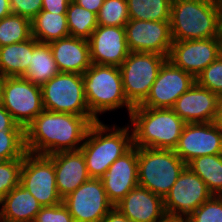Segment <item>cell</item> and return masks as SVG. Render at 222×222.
<instances>
[{"label":"cell","mask_w":222,"mask_h":222,"mask_svg":"<svg viewBox=\"0 0 222 222\" xmlns=\"http://www.w3.org/2000/svg\"><path fill=\"white\" fill-rule=\"evenodd\" d=\"M94 117L43 110L25 129L26 152L50 155L79 150Z\"/></svg>","instance_id":"1"},{"label":"cell","mask_w":222,"mask_h":222,"mask_svg":"<svg viewBox=\"0 0 222 222\" xmlns=\"http://www.w3.org/2000/svg\"><path fill=\"white\" fill-rule=\"evenodd\" d=\"M222 0H174L170 31L173 41L220 37Z\"/></svg>","instance_id":"2"},{"label":"cell","mask_w":222,"mask_h":222,"mask_svg":"<svg viewBox=\"0 0 222 222\" xmlns=\"http://www.w3.org/2000/svg\"><path fill=\"white\" fill-rule=\"evenodd\" d=\"M133 146L174 150L186 123L172 108L135 106L129 116Z\"/></svg>","instance_id":"3"},{"label":"cell","mask_w":222,"mask_h":222,"mask_svg":"<svg viewBox=\"0 0 222 222\" xmlns=\"http://www.w3.org/2000/svg\"><path fill=\"white\" fill-rule=\"evenodd\" d=\"M127 125L110 127L101 120L91 124L80 148L91 178H101L116 159L133 147L132 129Z\"/></svg>","instance_id":"4"},{"label":"cell","mask_w":222,"mask_h":222,"mask_svg":"<svg viewBox=\"0 0 222 222\" xmlns=\"http://www.w3.org/2000/svg\"><path fill=\"white\" fill-rule=\"evenodd\" d=\"M83 83L89 111L97 121L98 114L123 107L127 108L130 116L134 107L124 94L122 75L118 66L91 64L83 73Z\"/></svg>","instance_id":"5"},{"label":"cell","mask_w":222,"mask_h":222,"mask_svg":"<svg viewBox=\"0 0 222 222\" xmlns=\"http://www.w3.org/2000/svg\"><path fill=\"white\" fill-rule=\"evenodd\" d=\"M186 166L174 150L138 148V185L164 199Z\"/></svg>","instance_id":"6"},{"label":"cell","mask_w":222,"mask_h":222,"mask_svg":"<svg viewBox=\"0 0 222 222\" xmlns=\"http://www.w3.org/2000/svg\"><path fill=\"white\" fill-rule=\"evenodd\" d=\"M166 60L167 57L161 54L130 52L119 66L124 94L133 107L141 105L146 100Z\"/></svg>","instance_id":"7"},{"label":"cell","mask_w":222,"mask_h":222,"mask_svg":"<svg viewBox=\"0 0 222 222\" xmlns=\"http://www.w3.org/2000/svg\"><path fill=\"white\" fill-rule=\"evenodd\" d=\"M41 90L45 110L93 117L85 98L83 75L59 72Z\"/></svg>","instance_id":"8"},{"label":"cell","mask_w":222,"mask_h":222,"mask_svg":"<svg viewBox=\"0 0 222 222\" xmlns=\"http://www.w3.org/2000/svg\"><path fill=\"white\" fill-rule=\"evenodd\" d=\"M1 105L24 130L44 110L41 86L23 77H4Z\"/></svg>","instance_id":"9"},{"label":"cell","mask_w":222,"mask_h":222,"mask_svg":"<svg viewBox=\"0 0 222 222\" xmlns=\"http://www.w3.org/2000/svg\"><path fill=\"white\" fill-rule=\"evenodd\" d=\"M20 184L43 207L63 202L56 187L54 164L48 155L26 152L21 168Z\"/></svg>","instance_id":"10"},{"label":"cell","mask_w":222,"mask_h":222,"mask_svg":"<svg viewBox=\"0 0 222 222\" xmlns=\"http://www.w3.org/2000/svg\"><path fill=\"white\" fill-rule=\"evenodd\" d=\"M212 196L205 182L186 166L163 199L167 217L186 219Z\"/></svg>","instance_id":"11"},{"label":"cell","mask_w":222,"mask_h":222,"mask_svg":"<svg viewBox=\"0 0 222 222\" xmlns=\"http://www.w3.org/2000/svg\"><path fill=\"white\" fill-rule=\"evenodd\" d=\"M74 222H101L114 205L108 200L101 178H90L63 198Z\"/></svg>","instance_id":"12"},{"label":"cell","mask_w":222,"mask_h":222,"mask_svg":"<svg viewBox=\"0 0 222 222\" xmlns=\"http://www.w3.org/2000/svg\"><path fill=\"white\" fill-rule=\"evenodd\" d=\"M222 54L220 37L173 41L167 59L195 78Z\"/></svg>","instance_id":"13"},{"label":"cell","mask_w":222,"mask_h":222,"mask_svg":"<svg viewBox=\"0 0 222 222\" xmlns=\"http://www.w3.org/2000/svg\"><path fill=\"white\" fill-rule=\"evenodd\" d=\"M196 83V78L174 66L168 59L161 66L146 100L140 105L172 108L176 100Z\"/></svg>","instance_id":"14"},{"label":"cell","mask_w":222,"mask_h":222,"mask_svg":"<svg viewBox=\"0 0 222 222\" xmlns=\"http://www.w3.org/2000/svg\"><path fill=\"white\" fill-rule=\"evenodd\" d=\"M130 52L156 53L168 57L172 46L170 21L132 20L126 25Z\"/></svg>","instance_id":"15"},{"label":"cell","mask_w":222,"mask_h":222,"mask_svg":"<svg viewBox=\"0 0 222 222\" xmlns=\"http://www.w3.org/2000/svg\"><path fill=\"white\" fill-rule=\"evenodd\" d=\"M174 151L186 164L199 156L222 154V131L214 122L186 123Z\"/></svg>","instance_id":"16"},{"label":"cell","mask_w":222,"mask_h":222,"mask_svg":"<svg viewBox=\"0 0 222 222\" xmlns=\"http://www.w3.org/2000/svg\"><path fill=\"white\" fill-rule=\"evenodd\" d=\"M88 41L92 64L119 67L130 53L125 27L98 25Z\"/></svg>","instance_id":"17"},{"label":"cell","mask_w":222,"mask_h":222,"mask_svg":"<svg viewBox=\"0 0 222 222\" xmlns=\"http://www.w3.org/2000/svg\"><path fill=\"white\" fill-rule=\"evenodd\" d=\"M108 200L115 206L138 186V147L116 159L101 177Z\"/></svg>","instance_id":"18"},{"label":"cell","mask_w":222,"mask_h":222,"mask_svg":"<svg viewBox=\"0 0 222 222\" xmlns=\"http://www.w3.org/2000/svg\"><path fill=\"white\" fill-rule=\"evenodd\" d=\"M221 97L195 83L172 107L185 123L214 122Z\"/></svg>","instance_id":"19"},{"label":"cell","mask_w":222,"mask_h":222,"mask_svg":"<svg viewBox=\"0 0 222 222\" xmlns=\"http://www.w3.org/2000/svg\"><path fill=\"white\" fill-rule=\"evenodd\" d=\"M114 207L133 222H162L167 218L163 198L139 185Z\"/></svg>","instance_id":"20"},{"label":"cell","mask_w":222,"mask_h":222,"mask_svg":"<svg viewBox=\"0 0 222 222\" xmlns=\"http://www.w3.org/2000/svg\"><path fill=\"white\" fill-rule=\"evenodd\" d=\"M48 156L54 164L56 187L62 199L91 178L80 149L60 151Z\"/></svg>","instance_id":"21"},{"label":"cell","mask_w":222,"mask_h":222,"mask_svg":"<svg viewBox=\"0 0 222 222\" xmlns=\"http://www.w3.org/2000/svg\"><path fill=\"white\" fill-rule=\"evenodd\" d=\"M49 45L60 72L83 75L92 64L87 39L69 36L54 40Z\"/></svg>","instance_id":"22"},{"label":"cell","mask_w":222,"mask_h":222,"mask_svg":"<svg viewBox=\"0 0 222 222\" xmlns=\"http://www.w3.org/2000/svg\"><path fill=\"white\" fill-rule=\"evenodd\" d=\"M0 207L3 222H33L43 206L19 184L0 200Z\"/></svg>","instance_id":"23"},{"label":"cell","mask_w":222,"mask_h":222,"mask_svg":"<svg viewBox=\"0 0 222 222\" xmlns=\"http://www.w3.org/2000/svg\"><path fill=\"white\" fill-rule=\"evenodd\" d=\"M29 63L28 69L22 77L39 86H42L60 72L49 43L38 42L34 37L33 53Z\"/></svg>","instance_id":"24"},{"label":"cell","mask_w":222,"mask_h":222,"mask_svg":"<svg viewBox=\"0 0 222 222\" xmlns=\"http://www.w3.org/2000/svg\"><path fill=\"white\" fill-rule=\"evenodd\" d=\"M33 53V36L24 41L0 47V75L22 77L29 66Z\"/></svg>","instance_id":"25"},{"label":"cell","mask_w":222,"mask_h":222,"mask_svg":"<svg viewBox=\"0 0 222 222\" xmlns=\"http://www.w3.org/2000/svg\"><path fill=\"white\" fill-rule=\"evenodd\" d=\"M32 36L41 43H50L54 40L70 36L66 14L40 11L31 20Z\"/></svg>","instance_id":"26"},{"label":"cell","mask_w":222,"mask_h":222,"mask_svg":"<svg viewBox=\"0 0 222 222\" xmlns=\"http://www.w3.org/2000/svg\"><path fill=\"white\" fill-rule=\"evenodd\" d=\"M187 166L205 182L212 195L222 196V154L196 157Z\"/></svg>","instance_id":"27"},{"label":"cell","mask_w":222,"mask_h":222,"mask_svg":"<svg viewBox=\"0 0 222 222\" xmlns=\"http://www.w3.org/2000/svg\"><path fill=\"white\" fill-rule=\"evenodd\" d=\"M170 0H127L129 19L170 21Z\"/></svg>","instance_id":"28"},{"label":"cell","mask_w":222,"mask_h":222,"mask_svg":"<svg viewBox=\"0 0 222 222\" xmlns=\"http://www.w3.org/2000/svg\"><path fill=\"white\" fill-rule=\"evenodd\" d=\"M70 36L89 39L98 26L97 15L84 9L73 0L70 1L66 12Z\"/></svg>","instance_id":"29"},{"label":"cell","mask_w":222,"mask_h":222,"mask_svg":"<svg viewBox=\"0 0 222 222\" xmlns=\"http://www.w3.org/2000/svg\"><path fill=\"white\" fill-rule=\"evenodd\" d=\"M32 37L31 20L10 14L0 20V47L24 42Z\"/></svg>","instance_id":"30"},{"label":"cell","mask_w":222,"mask_h":222,"mask_svg":"<svg viewBox=\"0 0 222 222\" xmlns=\"http://www.w3.org/2000/svg\"><path fill=\"white\" fill-rule=\"evenodd\" d=\"M129 20L127 0H104L97 15L101 26L125 27Z\"/></svg>","instance_id":"31"},{"label":"cell","mask_w":222,"mask_h":222,"mask_svg":"<svg viewBox=\"0 0 222 222\" xmlns=\"http://www.w3.org/2000/svg\"><path fill=\"white\" fill-rule=\"evenodd\" d=\"M25 130L0 131V161L24 158Z\"/></svg>","instance_id":"32"},{"label":"cell","mask_w":222,"mask_h":222,"mask_svg":"<svg viewBox=\"0 0 222 222\" xmlns=\"http://www.w3.org/2000/svg\"><path fill=\"white\" fill-rule=\"evenodd\" d=\"M23 158L0 161V200L20 184Z\"/></svg>","instance_id":"33"},{"label":"cell","mask_w":222,"mask_h":222,"mask_svg":"<svg viewBox=\"0 0 222 222\" xmlns=\"http://www.w3.org/2000/svg\"><path fill=\"white\" fill-rule=\"evenodd\" d=\"M185 222H222V196L213 195L192 212Z\"/></svg>","instance_id":"34"},{"label":"cell","mask_w":222,"mask_h":222,"mask_svg":"<svg viewBox=\"0 0 222 222\" xmlns=\"http://www.w3.org/2000/svg\"><path fill=\"white\" fill-rule=\"evenodd\" d=\"M196 83L222 97V54L196 77Z\"/></svg>","instance_id":"35"},{"label":"cell","mask_w":222,"mask_h":222,"mask_svg":"<svg viewBox=\"0 0 222 222\" xmlns=\"http://www.w3.org/2000/svg\"><path fill=\"white\" fill-rule=\"evenodd\" d=\"M33 222H74V220L68 208L61 202L55 206L42 207Z\"/></svg>","instance_id":"36"},{"label":"cell","mask_w":222,"mask_h":222,"mask_svg":"<svg viewBox=\"0 0 222 222\" xmlns=\"http://www.w3.org/2000/svg\"><path fill=\"white\" fill-rule=\"evenodd\" d=\"M12 14L32 20L42 9V0H9Z\"/></svg>","instance_id":"37"},{"label":"cell","mask_w":222,"mask_h":222,"mask_svg":"<svg viewBox=\"0 0 222 222\" xmlns=\"http://www.w3.org/2000/svg\"><path fill=\"white\" fill-rule=\"evenodd\" d=\"M71 0H42L41 11L66 14Z\"/></svg>","instance_id":"38"},{"label":"cell","mask_w":222,"mask_h":222,"mask_svg":"<svg viewBox=\"0 0 222 222\" xmlns=\"http://www.w3.org/2000/svg\"><path fill=\"white\" fill-rule=\"evenodd\" d=\"M3 130H24L19 126L12 115L0 104V131Z\"/></svg>","instance_id":"39"},{"label":"cell","mask_w":222,"mask_h":222,"mask_svg":"<svg viewBox=\"0 0 222 222\" xmlns=\"http://www.w3.org/2000/svg\"><path fill=\"white\" fill-rule=\"evenodd\" d=\"M75 3L80 5L86 10H89L96 15H98L101 6L104 3V0H73Z\"/></svg>","instance_id":"40"},{"label":"cell","mask_w":222,"mask_h":222,"mask_svg":"<svg viewBox=\"0 0 222 222\" xmlns=\"http://www.w3.org/2000/svg\"><path fill=\"white\" fill-rule=\"evenodd\" d=\"M101 222H133L127 218L116 207H113L110 212L101 220Z\"/></svg>","instance_id":"41"},{"label":"cell","mask_w":222,"mask_h":222,"mask_svg":"<svg viewBox=\"0 0 222 222\" xmlns=\"http://www.w3.org/2000/svg\"><path fill=\"white\" fill-rule=\"evenodd\" d=\"M12 14L9 0H0V20Z\"/></svg>","instance_id":"42"},{"label":"cell","mask_w":222,"mask_h":222,"mask_svg":"<svg viewBox=\"0 0 222 222\" xmlns=\"http://www.w3.org/2000/svg\"><path fill=\"white\" fill-rule=\"evenodd\" d=\"M214 123L222 131V97L218 105L217 115L214 120Z\"/></svg>","instance_id":"43"},{"label":"cell","mask_w":222,"mask_h":222,"mask_svg":"<svg viewBox=\"0 0 222 222\" xmlns=\"http://www.w3.org/2000/svg\"><path fill=\"white\" fill-rule=\"evenodd\" d=\"M162 222H185V219H183V218H170V217H167Z\"/></svg>","instance_id":"44"},{"label":"cell","mask_w":222,"mask_h":222,"mask_svg":"<svg viewBox=\"0 0 222 222\" xmlns=\"http://www.w3.org/2000/svg\"><path fill=\"white\" fill-rule=\"evenodd\" d=\"M2 85H3V77L0 75V104H1V96H2Z\"/></svg>","instance_id":"45"},{"label":"cell","mask_w":222,"mask_h":222,"mask_svg":"<svg viewBox=\"0 0 222 222\" xmlns=\"http://www.w3.org/2000/svg\"><path fill=\"white\" fill-rule=\"evenodd\" d=\"M220 39H221V49H222V20L220 25Z\"/></svg>","instance_id":"46"}]
</instances>
